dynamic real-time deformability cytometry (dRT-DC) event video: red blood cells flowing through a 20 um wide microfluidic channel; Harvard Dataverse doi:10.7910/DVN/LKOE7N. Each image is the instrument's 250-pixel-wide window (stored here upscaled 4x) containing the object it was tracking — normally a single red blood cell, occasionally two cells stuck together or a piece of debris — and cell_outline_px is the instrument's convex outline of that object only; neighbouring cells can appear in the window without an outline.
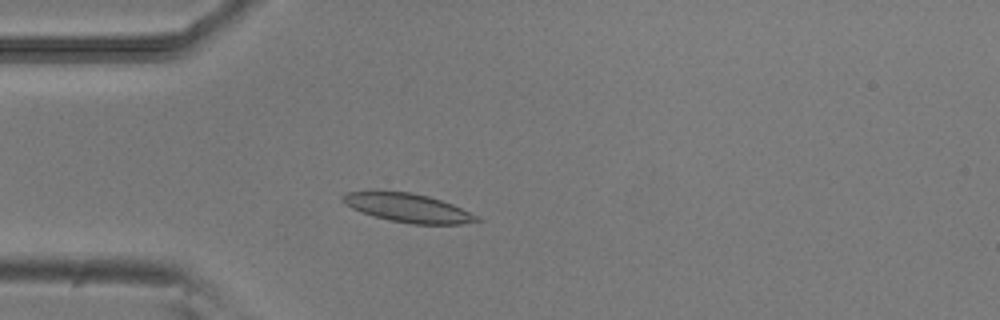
{"species": "common noctule bat (a hibernating species)", "species_latin": "Nyctalus noctula", "temperature_condition": "room temperature", "stored_images_in_passage": 49, "camera_frame_rate_fps": 3000, "um_per_image_px": 0.085, "animal": {"sex": "male", "body_mass_g": 20.5, "forearm_length_mm": 52.5}, "frame": {"image": 1, "passage_image": 11, "time_ms": 3.333, "image_size_px": [1000, 320], "cell_outline_px": [[484, 220], [460, 224], [412, 224], [392, 220], [376, 216], [352, 208], [344, 204], [340, 200], [340, 196], [344, 192], [412, 192], [428, 196], [452, 204]], "centroid_in_image_um": [34.66, 17.67], "position_along_channel_um": 50.3, "area_um2": 21.91}}
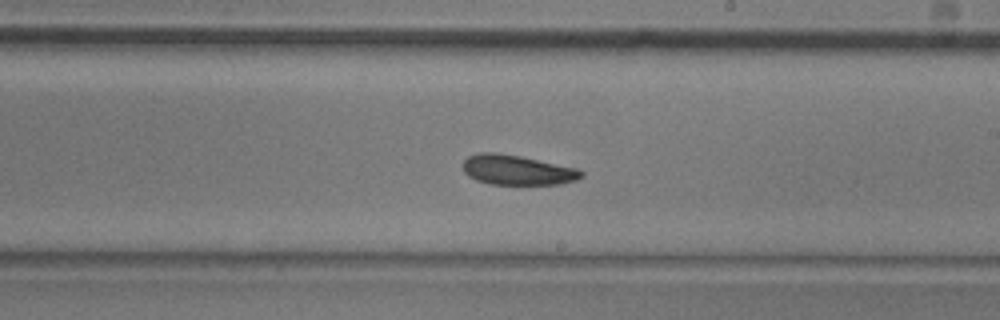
{"frame": {"image": 2, "passage_image": 27, "time_ms": 8.667, "image_size_px": [1000, 320], "cell_outline_px": [[584, 176], [576, 180], [560, 184], [488, 184], [476, 180], [468, 176], [464, 172], [464, 160], [468, 156], [480, 152], [496, 152], [520, 156], [576, 168], [584, 172]], "centroid_in_image_um": [43.95, 14.45], "position_along_channel_um": 245.0, "area_um2": 20.58}}
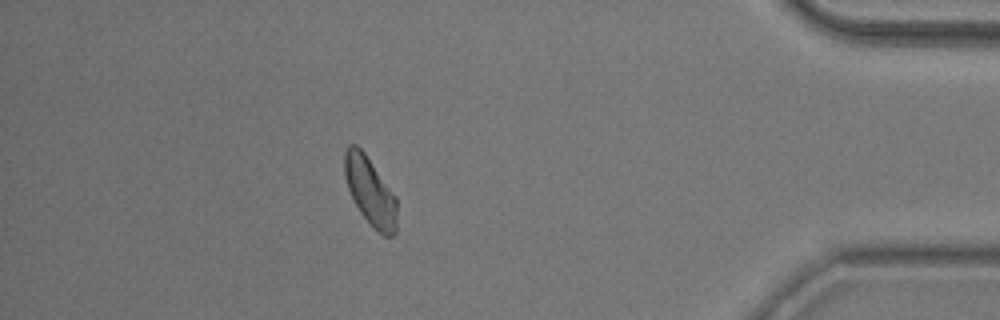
{"frame": {"image": 3, "passage_image": 43, "time_ms": 14.0, "image_size_px": [1000, 320], "cell_outline_px": [[396, 232], [392, 236], [384, 236], [360, 212], [348, 188], [344, 176], [344, 152], [348, 144], [356, 144], [364, 152], [396, 196]], "centroid_in_image_um": [31.45, 16.21], "position_along_channel_um": 403.7, "area_um2": 20.46}, "authors_computed_cell_mechanics": {"area_um2": 21.1548, "velocity_mm_per_s": 3.8305, "shape_relaxation_time_tau1_ms": 3.3864, "shape_relaxation_time_tau2_ms": 6.8624, "deformation_change_tau1": 0.1128, "deformation_change_tau2": 0.1403}}